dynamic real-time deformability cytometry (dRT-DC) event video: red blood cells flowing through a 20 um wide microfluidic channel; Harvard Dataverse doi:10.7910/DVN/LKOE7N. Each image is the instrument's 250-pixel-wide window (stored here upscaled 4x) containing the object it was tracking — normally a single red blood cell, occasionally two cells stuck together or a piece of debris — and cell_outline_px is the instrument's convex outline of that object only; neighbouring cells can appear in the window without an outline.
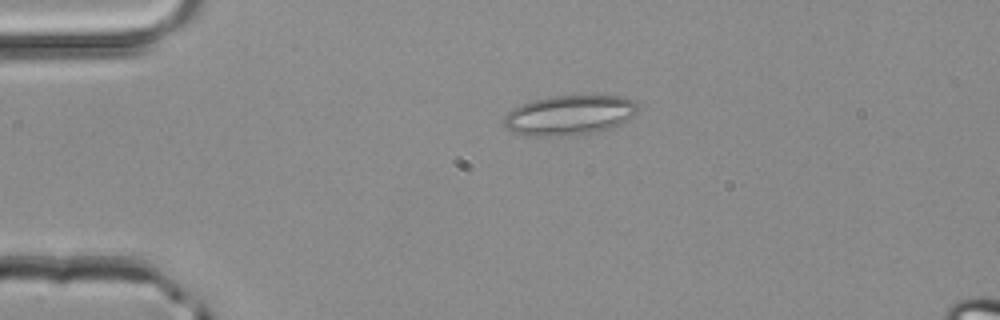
{"species": "common noctule bat (a hibernating species)", "species_latin": "Nyctalus noctula", "temperature_condition": "room temperature", "stored_images_in_passage": 42, "camera_frame_rate_fps": 3000, "um_per_image_px": 0.085, "animal": {"sex": "male", "body_mass_g": 20.4}, "frame": {"image": 1, "passage_image": 3, "time_ms": 0.667, "image_size_px": [1000, 320], "cell_outline_px": [[636, 112], [632, 116], [608, 128], [592, 132], [572, 136], [524, 136], [512, 132], [504, 124], [504, 116], [512, 108], [520, 104], [552, 96], [620, 96], [632, 100], [636, 104]], "centroid_in_image_um": [48.31, 9.8], "position_along_channel_um": 36.7, "area_um2": 30.69}}
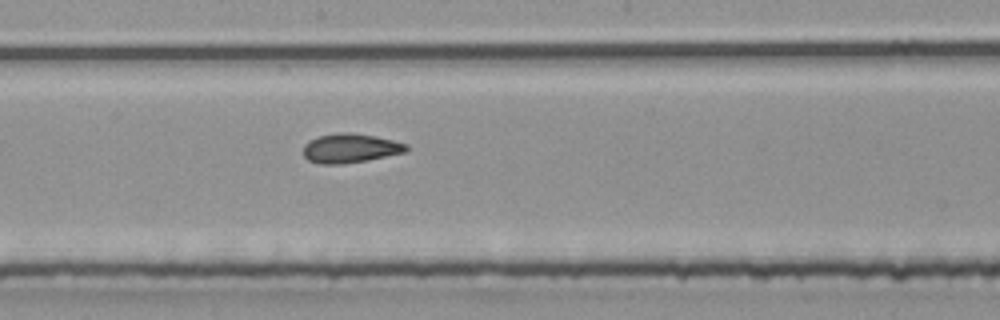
{"frame": {"image": 2, "passage_image": 19, "time_ms": 6.0, "image_size_px": [1000, 320], "cell_outline_px": [[408, 148], [404, 152], [368, 160], [340, 164], [320, 164], [308, 160], [304, 156], [304, 144], [308, 140], [316, 136], [340, 132], [348, 132], [376, 136], [408, 144]], "centroid_in_image_um": [29.74, 12.59], "position_along_channel_um": 218.5, "area_um2": 17.57}}
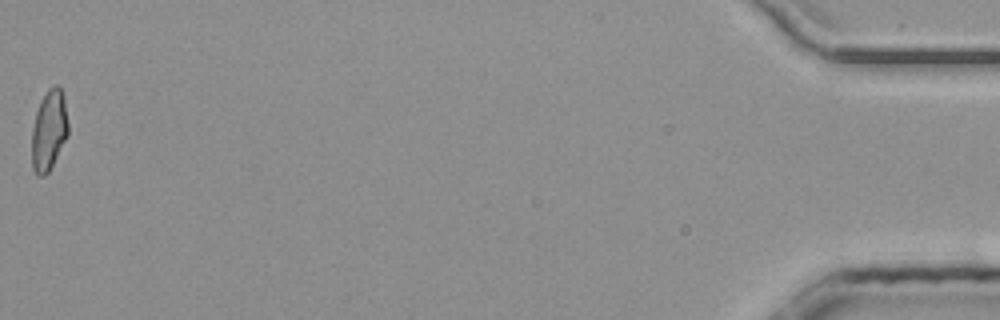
{"frame": {"image": 3, "passage_image": 42, "time_ms": 13.667, "image_size_px": [1000, 320], "cell_outline_px": [[68, 136], [48, 172], [44, 176], [36, 176], [32, 168], [32, 128], [36, 112], [40, 100], [48, 88], [56, 84], [60, 88], [64, 96], [68, 124]], "centroid_in_image_um": [4.15, 11.07], "position_along_channel_um": 431.0, "area_um2": 17.17}, "authors_computed_cell_mechanics": {"area_um2": 17.3978, "velocity_mm_per_s": 4.1263, "shape_relaxation_time_tau1_ms": 8.7621, "shape_relaxation_time_tau2_ms": 1.3979, "deformation_change_tau1": 0.1865, "deformation_change_tau2": 0.0791}}